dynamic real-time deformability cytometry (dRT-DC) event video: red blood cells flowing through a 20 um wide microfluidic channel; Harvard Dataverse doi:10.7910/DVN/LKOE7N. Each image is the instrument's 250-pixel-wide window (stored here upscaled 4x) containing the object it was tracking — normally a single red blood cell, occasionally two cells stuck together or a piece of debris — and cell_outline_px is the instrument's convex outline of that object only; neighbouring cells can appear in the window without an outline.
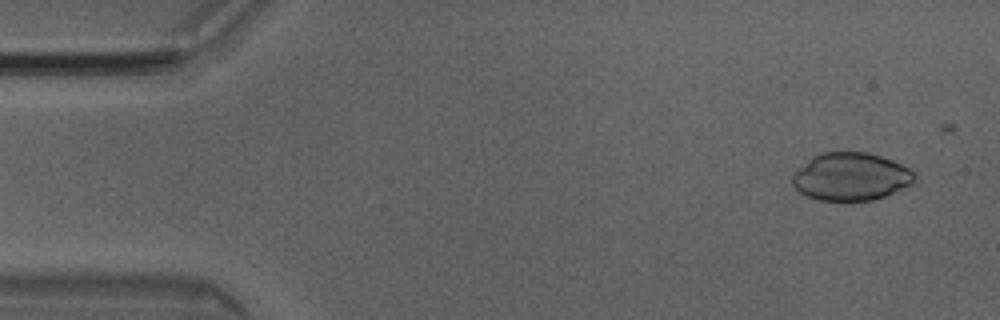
{"species": "Egyptian fruit bat (a non-hibernating species)", "species_latin": "Rousettus aegyptiacus", "temperature_condition": "room temperature", "stored_images_in_passage": 50, "camera_frame_rate_fps": 3000, "um_per_image_px": 0.085, "animal": {"sex": "male"}, "frame": {"image": 1, "passage_image": 3, "time_ms": 0.667, "image_size_px": [1000, 320], "cell_outline_px": [[916, 184], [884, 196], [872, 200], [820, 200], [808, 196], [800, 192], [792, 184], [792, 176], [812, 156], [820, 152], [868, 152], [892, 160], [908, 168], [916, 176]], "centroid_in_image_um": [72.36, 15.01], "position_along_channel_um": 12.6, "area_um2": 33.93}}
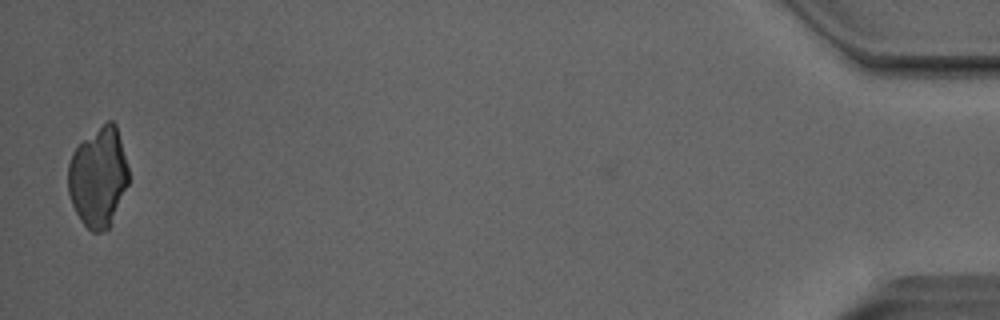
{"frame": {"image": 2, "passage_image": 49, "time_ms": 16.0, "image_size_px": [1000, 320], "cell_outline_px": [[128, 184], [112, 224], [108, 228], [100, 232], [92, 232], [80, 220], [72, 204], [68, 192], [68, 164], [72, 152], [84, 140], [108, 120], [112, 120], [116, 124], [128, 168]], "centroid_in_image_um": [8.35, 15.09], "position_along_channel_um": 426.8, "area_um2": 34.97}}